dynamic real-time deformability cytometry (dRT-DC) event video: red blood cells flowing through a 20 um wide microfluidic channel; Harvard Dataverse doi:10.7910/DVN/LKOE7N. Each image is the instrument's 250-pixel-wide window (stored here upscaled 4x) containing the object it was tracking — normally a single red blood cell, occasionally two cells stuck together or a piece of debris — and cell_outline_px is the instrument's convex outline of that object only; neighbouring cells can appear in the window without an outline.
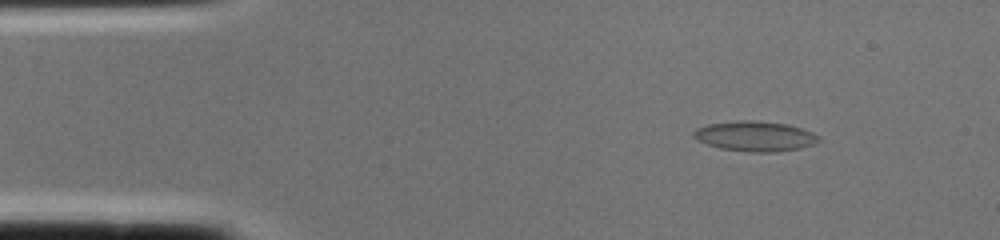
{"species": "common noctule bat (a hibernating species)", "species_latin": "Nyctalus noctula", "temperature_condition": "cold", "stored_images_in_passage": 1, "camera_frame_rate_fps": 3000, "um_per_image_px": 0.085, "animal": {"sex": "female", "body_mass_g": 22.0, "forearm_length_mm": 56.7}, "frame": {"image": 1, "passage_image": 1, "time_ms": 0.0, "image_size_px": [1000, 240], "cell_outline_px": [[820, 140], [816, 144], [800, 148], [776, 152], [748, 152], [720, 148], [696, 140], [692, 136], [692, 132], [696, 128], [708, 124], [740, 120], [756, 120], [788, 124], [812, 132], [820, 136]], "centroid_in_image_um": [64.18, 11.58], "position_along_channel_um": 20.8, "area_um2": 22.14}}